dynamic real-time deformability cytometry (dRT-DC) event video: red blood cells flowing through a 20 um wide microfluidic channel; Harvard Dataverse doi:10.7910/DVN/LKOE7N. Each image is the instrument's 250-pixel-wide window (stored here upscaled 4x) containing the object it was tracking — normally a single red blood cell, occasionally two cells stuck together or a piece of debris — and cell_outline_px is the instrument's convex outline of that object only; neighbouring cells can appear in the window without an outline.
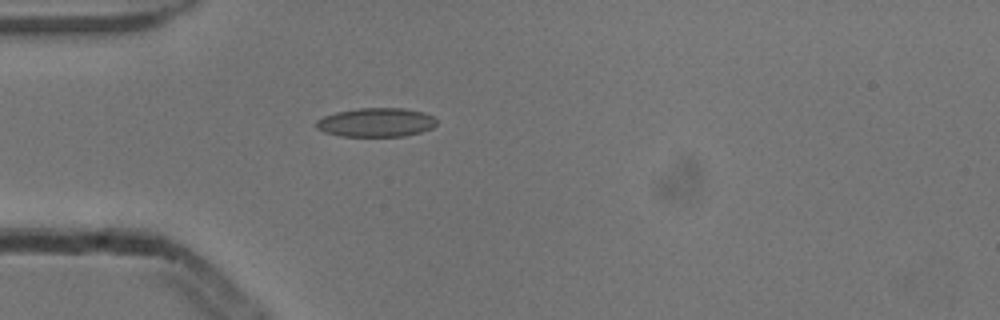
{"species": "common noctule bat (a hibernating species)", "species_latin": "Nyctalus noctula", "temperature_condition": "cold", "stored_images_in_passage": 6, "camera_frame_rate_fps": 3000, "um_per_image_px": 0.085, "animal": {"sex": "male", "body_mass_g": 13.3}, "frame": {"image": 1, "passage_image": 6, "time_ms": 1.667, "image_size_px": [1000, 320], "cell_outline_px": [[436, 124], [432, 128], [420, 132], [404, 136], [340, 136], [324, 132], [316, 128], [316, 120], [324, 116], [336, 112], [360, 108], [404, 108], [424, 112], [432, 116], [436, 120]], "centroid_in_image_um": [31.96, 10.4], "position_along_channel_um": 53.0, "area_um2": 20.29}}